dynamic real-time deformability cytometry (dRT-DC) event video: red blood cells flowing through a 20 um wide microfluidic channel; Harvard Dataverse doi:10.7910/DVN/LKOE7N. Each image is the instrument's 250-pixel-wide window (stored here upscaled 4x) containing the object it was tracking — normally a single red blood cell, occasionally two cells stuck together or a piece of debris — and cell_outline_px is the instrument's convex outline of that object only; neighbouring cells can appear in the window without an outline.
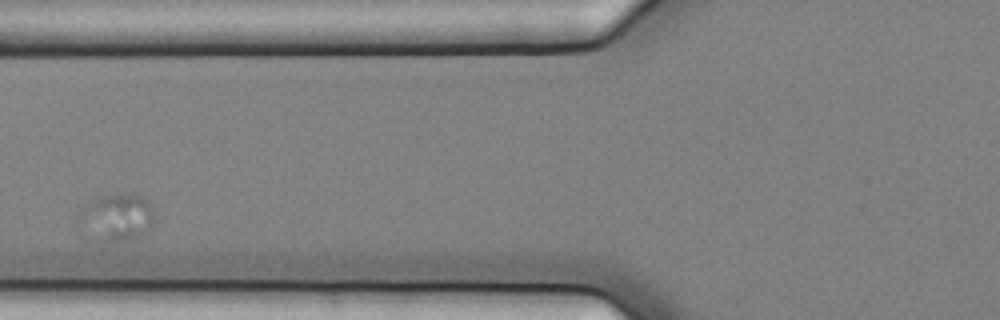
{"species": "common noctule bat (a hibernating species)", "species_latin": "Nyctalus noctula", "temperature_condition": "cold", "stored_images_in_passage": 4, "camera_frame_rate_fps": 3000, "um_per_image_px": 0.085, "animal": {"sex": "female", "body_mass_g": 25.1}, "frame": {"image": 1, "passage_image": 2, "time_ms": 0.333, "image_size_px": [1000, 320], "cell_outline_px": [[152, 220], [148, 228], [136, 236], [124, 240], [104, 240], [88, 208], [88, 204], [104, 196], [136, 192], [144, 196], [152, 204]], "centroid_in_image_um": [10.34, 18.31], "position_along_channel_um": 115.5, "area_um2": 17.05}}
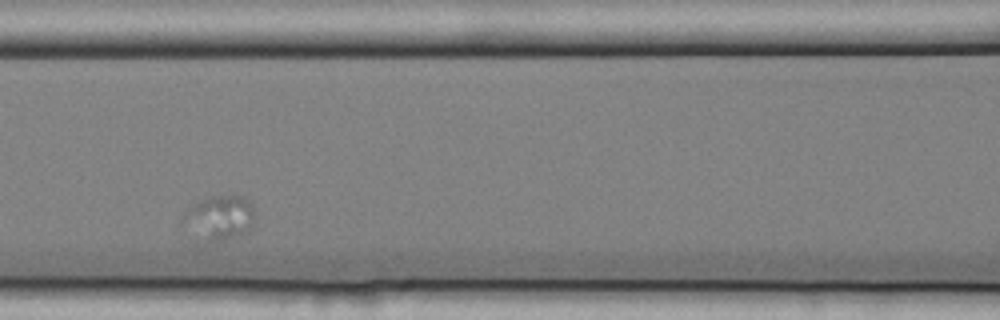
{"frame": {"image": 2, "passage_image": 3, "time_ms": 0.667, "image_size_px": [1000, 320], "cell_outline_px": [[256, 208], [252, 224], [244, 232], [224, 240], [208, 240], [192, 212], [192, 208], [200, 200], [208, 196], [244, 196]], "centroid_in_image_um": [19.03, 18.37], "position_along_channel_um": 147.6, "area_um2": 15.66}}
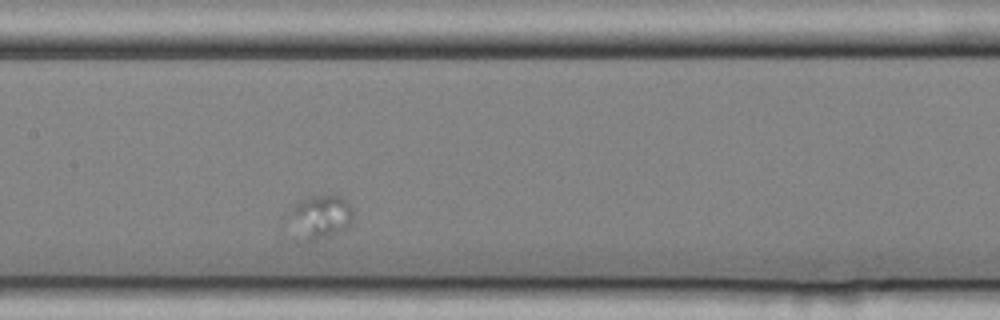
{"frame": {"image": 3, "passage_image": 4, "time_ms": 1.0, "image_size_px": [1000, 320], "cell_outline_px": [[352, 224], [344, 232], [308, 244], [284, 220], [284, 216], [304, 196], [340, 196], [348, 204], [352, 212]], "centroid_in_image_um": [27.16, 18.48], "position_along_channel_um": 180.2, "area_um2": 16.99}}